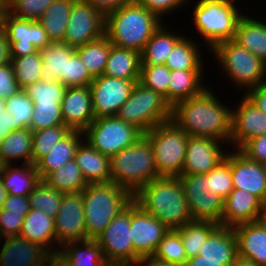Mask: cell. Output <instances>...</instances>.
Here are the masks:
<instances>
[{
	"label": "cell",
	"mask_w": 266,
	"mask_h": 266,
	"mask_svg": "<svg viewBox=\"0 0 266 266\" xmlns=\"http://www.w3.org/2000/svg\"><path fill=\"white\" fill-rule=\"evenodd\" d=\"M232 107H227L207 87L201 94L177 102L171 120L189 136L213 138L227 145L231 139Z\"/></svg>",
	"instance_id": "obj_1"
},
{
	"label": "cell",
	"mask_w": 266,
	"mask_h": 266,
	"mask_svg": "<svg viewBox=\"0 0 266 266\" xmlns=\"http://www.w3.org/2000/svg\"><path fill=\"white\" fill-rule=\"evenodd\" d=\"M133 200L169 229L192 220L179 177L159 176L142 187Z\"/></svg>",
	"instance_id": "obj_2"
},
{
	"label": "cell",
	"mask_w": 266,
	"mask_h": 266,
	"mask_svg": "<svg viewBox=\"0 0 266 266\" xmlns=\"http://www.w3.org/2000/svg\"><path fill=\"white\" fill-rule=\"evenodd\" d=\"M162 23L156 14L133 0L105 16V35L112 45L141 54Z\"/></svg>",
	"instance_id": "obj_3"
},
{
	"label": "cell",
	"mask_w": 266,
	"mask_h": 266,
	"mask_svg": "<svg viewBox=\"0 0 266 266\" xmlns=\"http://www.w3.org/2000/svg\"><path fill=\"white\" fill-rule=\"evenodd\" d=\"M82 195L86 239H96L133 201V195L115 182L88 183Z\"/></svg>",
	"instance_id": "obj_4"
},
{
	"label": "cell",
	"mask_w": 266,
	"mask_h": 266,
	"mask_svg": "<svg viewBox=\"0 0 266 266\" xmlns=\"http://www.w3.org/2000/svg\"><path fill=\"white\" fill-rule=\"evenodd\" d=\"M111 182L133 196L148 182L159 177L150 140L144 134L133 145L110 158Z\"/></svg>",
	"instance_id": "obj_5"
},
{
	"label": "cell",
	"mask_w": 266,
	"mask_h": 266,
	"mask_svg": "<svg viewBox=\"0 0 266 266\" xmlns=\"http://www.w3.org/2000/svg\"><path fill=\"white\" fill-rule=\"evenodd\" d=\"M234 1L198 0L193 11V25L209 52L219 43L235 38L239 19L244 15Z\"/></svg>",
	"instance_id": "obj_6"
},
{
	"label": "cell",
	"mask_w": 266,
	"mask_h": 266,
	"mask_svg": "<svg viewBox=\"0 0 266 266\" xmlns=\"http://www.w3.org/2000/svg\"><path fill=\"white\" fill-rule=\"evenodd\" d=\"M211 54L230 80L244 93L266 81V63L234 39L217 44Z\"/></svg>",
	"instance_id": "obj_7"
},
{
	"label": "cell",
	"mask_w": 266,
	"mask_h": 266,
	"mask_svg": "<svg viewBox=\"0 0 266 266\" xmlns=\"http://www.w3.org/2000/svg\"><path fill=\"white\" fill-rule=\"evenodd\" d=\"M154 152L159 176L179 177L183 171L189 135L169 120L145 133Z\"/></svg>",
	"instance_id": "obj_8"
},
{
	"label": "cell",
	"mask_w": 266,
	"mask_h": 266,
	"mask_svg": "<svg viewBox=\"0 0 266 266\" xmlns=\"http://www.w3.org/2000/svg\"><path fill=\"white\" fill-rule=\"evenodd\" d=\"M171 109L159 93L136 82L116 116L145 134L160 123L171 120Z\"/></svg>",
	"instance_id": "obj_9"
},
{
	"label": "cell",
	"mask_w": 266,
	"mask_h": 266,
	"mask_svg": "<svg viewBox=\"0 0 266 266\" xmlns=\"http://www.w3.org/2000/svg\"><path fill=\"white\" fill-rule=\"evenodd\" d=\"M83 133L84 140L109 158L133 145L144 135L136 126L117 116L95 118Z\"/></svg>",
	"instance_id": "obj_10"
},
{
	"label": "cell",
	"mask_w": 266,
	"mask_h": 266,
	"mask_svg": "<svg viewBox=\"0 0 266 266\" xmlns=\"http://www.w3.org/2000/svg\"><path fill=\"white\" fill-rule=\"evenodd\" d=\"M179 179L192 220L210 221L221 225L224 199L218 194L208 192L207 174H181Z\"/></svg>",
	"instance_id": "obj_11"
},
{
	"label": "cell",
	"mask_w": 266,
	"mask_h": 266,
	"mask_svg": "<svg viewBox=\"0 0 266 266\" xmlns=\"http://www.w3.org/2000/svg\"><path fill=\"white\" fill-rule=\"evenodd\" d=\"M2 27L8 36L11 58L25 57L52 43L39 21L18 18L8 11L3 13Z\"/></svg>",
	"instance_id": "obj_12"
},
{
	"label": "cell",
	"mask_w": 266,
	"mask_h": 266,
	"mask_svg": "<svg viewBox=\"0 0 266 266\" xmlns=\"http://www.w3.org/2000/svg\"><path fill=\"white\" fill-rule=\"evenodd\" d=\"M106 262L132 264L134 249L131 241L130 204L108 224L96 238Z\"/></svg>",
	"instance_id": "obj_13"
},
{
	"label": "cell",
	"mask_w": 266,
	"mask_h": 266,
	"mask_svg": "<svg viewBox=\"0 0 266 266\" xmlns=\"http://www.w3.org/2000/svg\"><path fill=\"white\" fill-rule=\"evenodd\" d=\"M130 228L134 262L140 257L153 256L158 244L170 230L134 200L130 203Z\"/></svg>",
	"instance_id": "obj_14"
},
{
	"label": "cell",
	"mask_w": 266,
	"mask_h": 266,
	"mask_svg": "<svg viewBox=\"0 0 266 266\" xmlns=\"http://www.w3.org/2000/svg\"><path fill=\"white\" fill-rule=\"evenodd\" d=\"M104 34L105 16L89 3L75 0L63 42L76 48L96 40Z\"/></svg>",
	"instance_id": "obj_15"
},
{
	"label": "cell",
	"mask_w": 266,
	"mask_h": 266,
	"mask_svg": "<svg viewBox=\"0 0 266 266\" xmlns=\"http://www.w3.org/2000/svg\"><path fill=\"white\" fill-rule=\"evenodd\" d=\"M139 80H123L105 75L95 77L90 84L95 118L116 116Z\"/></svg>",
	"instance_id": "obj_16"
},
{
	"label": "cell",
	"mask_w": 266,
	"mask_h": 266,
	"mask_svg": "<svg viewBox=\"0 0 266 266\" xmlns=\"http://www.w3.org/2000/svg\"><path fill=\"white\" fill-rule=\"evenodd\" d=\"M54 223L57 254L65 243L86 239L82 191L63 195Z\"/></svg>",
	"instance_id": "obj_17"
},
{
	"label": "cell",
	"mask_w": 266,
	"mask_h": 266,
	"mask_svg": "<svg viewBox=\"0 0 266 266\" xmlns=\"http://www.w3.org/2000/svg\"><path fill=\"white\" fill-rule=\"evenodd\" d=\"M232 109L229 147L239 150L250 139L266 134V115L244 94Z\"/></svg>",
	"instance_id": "obj_18"
},
{
	"label": "cell",
	"mask_w": 266,
	"mask_h": 266,
	"mask_svg": "<svg viewBox=\"0 0 266 266\" xmlns=\"http://www.w3.org/2000/svg\"><path fill=\"white\" fill-rule=\"evenodd\" d=\"M224 142L213 138L189 136L181 174H208L228 153Z\"/></svg>",
	"instance_id": "obj_19"
},
{
	"label": "cell",
	"mask_w": 266,
	"mask_h": 266,
	"mask_svg": "<svg viewBox=\"0 0 266 266\" xmlns=\"http://www.w3.org/2000/svg\"><path fill=\"white\" fill-rule=\"evenodd\" d=\"M231 175L234 188L247 191L266 202V165L248 159L239 150H231Z\"/></svg>",
	"instance_id": "obj_20"
},
{
	"label": "cell",
	"mask_w": 266,
	"mask_h": 266,
	"mask_svg": "<svg viewBox=\"0 0 266 266\" xmlns=\"http://www.w3.org/2000/svg\"><path fill=\"white\" fill-rule=\"evenodd\" d=\"M61 113L64 125L71 130L84 131L95 119L90 87L66 88L61 102Z\"/></svg>",
	"instance_id": "obj_21"
},
{
	"label": "cell",
	"mask_w": 266,
	"mask_h": 266,
	"mask_svg": "<svg viewBox=\"0 0 266 266\" xmlns=\"http://www.w3.org/2000/svg\"><path fill=\"white\" fill-rule=\"evenodd\" d=\"M0 240L4 241L0 249V266H39L52 256L40 245L20 236H8Z\"/></svg>",
	"instance_id": "obj_22"
},
{
	"label": "cell",
	"mask_w": 266,
	"mask_h": 266,
	"mask_svg": "<svg viewBox=\"0 0 266 266\" xmlns=\"http://www.w3.org/2000/svg\"><path fill=\"white\" fill-rule=\"evenodd\" d=\"M263 202L254 194L234 188L224 200L221 226L233 227L260 220Z\"/></svg>",
	"instance_id": "obj_23"
},
{
	"label": "cell",
	"mask_w": 266,
	"mask_h": 266,
	"mask_svg": "<svg viewBox=\"0 0 266 266\" xmlns=\"http://www.w3.org/2000/svg\"><path fill=\"white\" fill-rule=\"evenodd\" d=\"M234 230L238 256L266 266V226L259 220L232 227Z\"/></svg>",
	"instance_id": "obj_24"
},
{
	"label": "cell",
	"mask_w": 266,
	"mask_h": 266,
	"mask_svg": "<svg viewBox=\"0 0 266 266\" xmlns=\"http://www.w3.org/2000/svg\"><path fill=\"white\" fill-rule=\"evenodd\" d=\"M200 259L222 262V266H232L238 257L237 240L232 227L219 225L200 248Z\"/></svg>",
	"instance_id": "obj_25"
},
{
	"label": "cell",
	"mask_w": 266,
	"mask_h": 266,
	"mask_svg": "<svg viewBox=\"0 0 266 266\" xmlns=\"http://www.w3.org/2000/svg\"><path fill=\"white\" fill-rule=\"evenodd\" d=\"M54 222L55 219L46 215L43 211L30 208L28 214L24 217L19 236L40 245L52 256H57Z\"/></svg>",
	"instance_id": "obj_26"
},
{
	"label": "cell",
	"mask_w": 266,
	"mask_h": 266,
	"mask_svg": "<svg viewBox=\"0 0 266 266\" xmlns=\"http://www.w3.org/2000/svg\"><path fill=\"white\" fill-rule=\"evenodd\" d=\"M87 183L111 182L110 158L97 151L86 140L76 149L75 158Z\"/></svg>",
	"instance_id": "obj_27"
},
{
	"label": "cell",
	"mask_w": 266,
	"mask_h": 266,
	"mask_svg": "<svg viewBox=\"0 0 266 266\" xmlns=\"http://www.w3.org/2000/svg\"><path fill=\"white\" fill-rule=\"evenodd\" d=\"M83 139V131L71 130L59 140L52 150L35 164L40 180H43L48 174L57 170L65 163L74 160L76 149Z\"/></svg>",
	"instance_id": "obj_28"
},
{
	"label": "cell",
	"mask_w": 266,
	"mask_h": 266,
	"mask_svg": "<svg viewBox=\"0 0 266 266\" xmlns=\"http://www.w3.org/2000/svg\"><path fill=\"white\" fill-rule=\"evenodd\" d=\"M57 257L67 266H104L106 263L96 239L65 243Z\"/></svg>",
	"instance_id": "obj_29"
},
{
	"label": "cell",
	"mask_w": 266,
	"mask_h": 266,
	"mask_svg": "<svg viewBox=\"0 0 266 266\" xmlns=\"http://www.w3.org/2000/svg\"><path fill=\"white\" fill-rule=\"evenodd\" d=\"M204 70H171L168 85V104L171 108L179 101L201 94L206 88L203 85Z\"/></svg>",
	"instance_id": "obj_30"
},
{
	"label": "cell",
	"mask_w": 266,
	"mask_h": 266,
	"mask_svg": "<svg viewBox=\"0 0 266 266\" xmlns=\"http://www.w3.org/2000/svg\"><path fill=\"white\" fill-rule=\"evenodd\" d=\"M141 54L112 45L103 75L123 80H140Z\"/></svg>",
	"instance_id": "obj_31"
},
{
	"label": "cell",
	"mask_w": 266,
	"mask_h": 266,
	"mask_svg": "<svg viewBox=\"0 0 266 266\" xmlns=\"http://www.w3.org/2000/svg\"><path fill=\"white\" fill-rule=\"evenodd\" d=\"M247 15L239 19L234 40L266 63V22Z\"/></svg>",
	"instance_id": "obj_32"
},
{
	"label": "cell",
	"mask_w": 266,
	"mask_h": 266,
	"mask_svg": "<svg viewBox=\"0 0 266 266\" xmlns=\"http://www.w3.org/2000/svg\"><path fill=\"white\" fill-rule=\"evenodd\" d=\"M0 178L8 194L20 196H28L41 181L32 163L3 165Z\"/></svg>",
	"instance_id": "obj_33"
},
{
	"label": "cell",
	"mask_w": 266,
	"mask_h": 266,
	"mask_svg": "<svg viewBox=\"0 0 266 266\" xmlns=\"http://www.w3.org/2000/svg\"><path fill=\"white\" fill-rule=\"evenodd\" d=\"M164 21L146 42L141 53V65L165 64L174 45L183 37L179 32L168 30ZM166 27V28H165Z\"/></svg>",
	"instance_id": "obj_34"
},
{
	"label": "cell",
	"mask_w": 266,
	"mask_h": 266,
	"mask_svg": "<svg viewBox=\"0 0 266 266\" xmlns=\"http://www.w3.org/2000/svg\"><path fill=\"white\" fill-rule=\"evenodd\" d=\"M33 131L29 128L12 131L0 141V161L3 165L31 163ZM22 159V160H21ZM13 162V163H12Z\"/></svg>",
	"instance_id": "obj_35"
},
{
	"label": "cell",
	"mask_w": 266,
	"mask_h": 266,
	"mask_svg": "<svg viewBox=\"0 0 266 266\" xmlns=\"http://www.w3.org/2000/svg\"><path fill=\"white\" fill-rule=\"evenodd\" d=\"M202 42L184 35L170 52L165 65L170 70H204L203 56L200 45ZM203 55V56H202Z\"/></svg>",
	"instance_id": "obj_36"
},
{
	"label": "cell",
	"mask_w": 266,
	"mask_h": 266,
	"mask_svg": "<svg viewBox=\"0 0 266 266\" xmlns=\"http://www.w3.org/2000/svg\"><path fill=\"white\" fill-rule=\"evenodd\" d=\"M75 0H55L38 20L51 42H63Z\"/></svg>",
	"instance_id": "obj_37"
},
{
	"label": "cell",
	"mask_w": 266,
	"mask_h": 266,
	"mask_svg": "<svg viewBox=\"0 0 266 266\" xmlns=\"http://www.w3.org/2000/svg\"><path fill=\"white\" fill-rule=\"evenodd\" d=\"M112 43L104 34L100 38L75 48L84 67L93 78L103 75Z\"/></svg>",
	"instance_id": "obj_38"
},
{
	"label": "cell",
	"mask_w": 266,
	"mask_h": 266,
	"mask_svg": "<svg viewBox=\"0 0 266 266\" xmlns=\"http://www.w3.org/2000/svg\"><path fill=\"white\" fill-rule=\"evenodd\" d=\"M75 48L64 42H52L47 47L39 50L43 64L42 74L45 79L57 80L63 84L65 75L66 57H69Z\"/></svg>",
	"instance_id": "obj_39"
},
{
	"label": "cell",
	"mask_w": 266,
	"mask_h": 266,
	"mask_svg": "<svg viewBox=\"0 0 266 266\" xmlns=\"http://www.w3.org/2000/svg\"><path fill=\"white\" fill-rule=\"evenodd\" d=\"M42 181L64 194L80 192L88 185L75 160L65 163Z\"/></svg>",
	"instance_id": "obj_40"
},
{
	"label": "cell",
	"mask_w": 266,
	"mask_h": 266,
	"mask_svg": "<svg viewBox=\"0 0 266 266\" xmlns=\"http://www.w3.org/2000/svg\"><path fill=\"white\" fill-rule=\"evenodd\" d=\"M218 226L210 221L191 220L175 229L182 239L188 259L198 255L202 245Z\"/></svg>",
	"instance_id": "obj_41"
},
{
	"label": "cell",
	"mask_w": 266,
	"mask_h": 266,
	"mask_svg": "<svg viewBox=\"0 0 266 266\" xmlns=\"http://www.w3.org/2000/svg\"><path fill=\"white\" fill-rule=\"evenodd\" d=\"M14 75L21 89L44 78L39 50L21 58H11Z\"/></svg>",
	"instance_id": "obj_42"
},
{
	"label": "cell",
	"mask_w": 266,
	"mask_h": 266,
	"mask_svg": "<svg viewBox=\"0 0 266 266\" xmlns=\"http://www.w3.org/2000/svg\"><path fill=\"white\" fill-rule=\"evenodd\" d=\"M153 257L173 266H185L188 257L182 239L175 229H170L162 238Z\"/></svg>",
	"instance_id": "obj_43"
},
{
	"label": "cell",
	"mask_w": 266,
	"mask_h": 266,
	"mask_svg": "<svg viewBox=\"0 0 266 266\" xmlns=\"http://www.w3.org/2000/svg\"><path fill=\"white\" fill-rule=\"evenodd\" d=\"M5 111L13 119V131L29 128L34 111L30 97L22 89L5 101Z\"/></svg>",
	"instance_id": "obj_44"
},
{
	"label": "cell",
	"mask_w": 266,
	"mask_h": 266,
	"mask_svg": "<svg viewBox=\"0 0 266 266\" xmlns=\"http://www.w3.org/2000/svg\"><path fill=\"white\" fill-rule=\"evenodd\" d=\"M70 131L71 129L66 125L33 131L31 163L35 165Z\"/></svg>",
	"instance_id": "obj_45"
},
{
	"label": "cell",
	"mask_w": 266,
	"mask_h": 266,
	"mask_svg": "<svg viewBox=\"0 0 266 266\" xmlns=\"http://www.w3.org/2000/svg\"><path fill=\"white\" fill-rule=\"evenodd\" d=\"M63 195L64 193L51 188L41 180L28 195L30 208L39 209L55 219Z\"/></svg>",
	"instance_id": "obj_46"
},
{
	"label": "cell",
	"mask_w": 266,
	"mask_h": 266,
	"mask_svg": "<svg viewBox=\"0 0 266 266\" xmlns=\"http://www.w3.org/2000/svg\"><path fill=\"white\" fill-rule=\"evenodd\" d=\"M207 189L210 193L221 196L224 200L234 189L231 175V151L207 174Z\"/></svg>",
	"instance_id": "obj_47"
},
{
	"label": "cell",
	"mask_w": 266,
	"mask_h": 266,
	"mask_svg": "<svg viewBox=\"0 0 266 266\" xmlns=\"http://www.w3.org/2000/svg\"><path fill=\"white\" fill-rule=\"evenodd\" d=\"M33 105L34 111L29 126L30 130L39 131L58 125H64L61 113V102H33Z\"/></svg>",
	"instance_id": "obj_48"
},
{
	"label": "cell",
	"mask_w": 266,
	"mask_h": 266,
	"mask_svg": "<svg viewBox=\"0 0 266 266\" xmlns=\"http://www.w3.org/2000/svg\"><path fill=\"white\" fill-rule=\"evenodd\" d=\"M170 71L165 64L141 65L139 82L159 93L168 103Z\"/></svg>",
	"instance_id": "obj_49"
},
{
	"label": "cell",
	"mask_w": 266,
	"mask_h": 266,
	"mask_svg": "<svg viewBox=\"0 0 266 266\" xmlns=\"http://www.w3.org/2000/svg\"><path fill=\"white\" fill-rule=\"evenodd\" d=\"M66 88L60 81L43 78L37 83L28 85L23 90L32 102L53 103L62 102Z\"/></svg>",
	"instance_id": "obj_50"
},
{
	"label": "cell",
	"mask_w": 266,
	"mask_h": 266,
	"mask_svg": "<svg viewBox=\"0 0 266 266\" xmlns=\"http://www.w3.org/2000/svg\"><path fill=\"white\" fill-rule=\"evenodd\" d=\"M93 79L75 51L69 57H66L65 75H63L64 86L67 88L90 86Z\"/></svg>",
	"instance_id": "obj_51"
},
{
	"label": "cell",
	"mask_w": 266,
	"mask_h": 266,
	"mask_svg": "<svg viewBox=\"0 0 266 266\" xmlns=\"http://www.w3.org/2000/svg\"><path fill=\"white\" fill-rule=\"evenodd\" d=\"M55 0H9L8 12L18 18L38 21Z\"/></svg>",
	"instance_id": "obj_52"
},
{
	"label": "cell",
	"mask_w": 266,
	"mask_h": 266,
	"mask_svg": "<svg viewBox=\"0 0 266 266\" xmlns=\"http://www.w3.org/2000/svg\"><path fill=\"white\" fill-rule=\"evenodd\" d=\"M138 4L143 5L152 13L156 14L161 20L162 17L171 15L172 11L181 9L184 5L188 6L191 0H135ZM188 1V2H187ZM179 8V9H178ZM171 12V13H170Z\"/></svg>",
	"instance_id": "obj_53"
},
{
	"label": "cell",
	"mask_w": 266,
	"mask_h": 266,
	"mask_svg": "<svg viewBox=\"0 0 266 266\" xmlns=\"http://www.w3.org/2000/svg\"><path fill=\"white\" fill-rule=\"evenodd\" d=\"M239 151L248 159L266 165V134L250 139Z\"/></svg>",
	"instance_id": "obj_54"
},
{
	"label": "cell",
	"mask_w": 266,
	"mask_h": 266,
	"mask_svg": "<svg viewBox=\"0 0 266 266\" xmlns=\"http://www.w3.org/2000/svg\"><path fill=\"white\" fill-rule=\"evenodd\" d=\"M22 90L17 83L12 64L0 66V98L7 99Z\"/></svg>",
	"instance_id": "obj_55"
},
{
	"label": "cell",
	"mask_w": 266,
	"mask_h": 266,
	"mask_svg": "<svg viewBox=\"0 0 266 266\" xmlns=\"http://www.w3.org/2000/svg\"><path fill=\"white\" fill-rule=\"evenodd\" d=\"M24 218L20 214L9 213L0 209V239L8 236H19Z\"/></svg>",
	"instance_id": "obj_56"
},
{
	"label": "cell",
	"mask_w": 266,
	"mask_h": 266,
	"mask_svg": "<svg viewBox=\"0 0 266 266\" xmlns=\"http://www.w3.org/2000/svg\"><path fill=\"white\" fill-rule=\"evenodd\" d=\"M2 209L9 211V213L20 214L24 218L30 210L29 198L28 196L8 194Z\"/></svg>",
	"instance_id": "obj_57"
},
{
	"label": "cell",
	"mask_w": 266,
	"mask_h": 266,
	"mask_svg": "<svg viewBox=\"0 0 266 266\" xmlns=\"http://www.w3.org/2000/svg\"><path fill=\"white\" fill-rule=\"evenodd\" d=\"M244 94L260 111L266 115V81L248 89Z\"/></svg>",
	"instance_id": "obj_58"
},
{
	"label": "cell",
	"mask_w": 266,
	"mask_h": 266,
	"mask_svg": "<svg viewBox=\"0 0 266 266\" xmlns=\"http://www.w3.org/2000/svg\"><path fill=\"white\" fill-rule=\"evenodd\" d=\"M89 3L98 11H100L104 16L116 11L122 6L131 3L133 0H82Z\"/></svg>",
	"instance_id": "obj_59"
},
{
	"label": "cell",
	"mask_w": 266,
	"mask_h": 266,
	"mask_svg": "<svg viewBox=\"0 0 266 266\" xmlns=\"http://www.w3.org/2000/svg\"><path fill=\"white\" fill-rule=\"evenodd\" d=\"M5 101L0 98V141L13 131V119L5 111Z\"/></svg>",
	"instance_id": "obj_60"
},
{
	"label": "cell",
	"mask_w": 266,
	"mask_h": 266,
	"mask_svg": "<svg viewBox=\"0 0 266 266\" xmlns=\"http://www.w3.org/2000/svg\"><path fill=\"white\" fill-rule=\"evenodd\" d=\"M10 63V43L5 29L0 27V66Z\"/></svg>",
	"instance_id": "obj_61"
},
{
	"label": "cell",
	"mask_w": 266,
	"mask_h": 266,
	"mask_svg": "<svg viewBox=\"0 0 266 266\" xmlns=\"http://www.w3.org/2000/svg\"><path fill=\"white\" fill-rule=\"evenodd\" d=\"M129 266H173L170 263H166L164 261L158 260L153 256L149 257H140L135 262L130 264Z\"/></svg>",
	"instance_id": "obj_62"
},
{
	"label": "cell",
	"mask_w": 266,
	"mask_h": 266,
	"mask_svg": "<svg viewBox=\"0 0 266 266\" xmlns=\"http://www.w3.org/2000/svg\"><path fill=\"white\" fill-rule=\"evenodd\" d=\"M185 266H222V262H211L200 259V255L191 257L187 260Z\"/></svg>",
	"instance_id": "obj_63"
},
{
	"label": "cell",
	"mask_w": 266,
	"mask_h": 266,
	"mask_svg": "<svg viewBox=\"0 0 266 266\" xmlns=\"http://www.w3.org/2000/svg\"><path fill=\"white\" fill-rule=\"evenodd\" d=\"M232 266H258L256 265L254 262L241 258V257H237L235 263Z\"/></svg>",
	"instance_id": "obj_64"
},
{
	"label": "cell",
	"mask_w": 266,
	"mask_h": 266,
	"mask_svg": "<svg viewBox=\"0 0 266 266\" xmlns=\"http://www.w3.org/2000/svg\"><path fill=\"white\" fill-rule=\"evenodd\" d=\"M8 192L6 191V188L4 187L2 180L0 178V209L3 206V203L7 199Z\"/></svg>",
	"instance_id": "obj_65"
},
{
	"label": "cell",
	"mask_w": 266,
	"mask_h": 266,
	"mask_svg": "<svg viewBox=\"0 0 266 266\" xmlns=\"http://www.w3.org/2000/svg\"><path fill=\"white\" fill-rule=\"evenodd\" d=\"M260 221L266 226V202H264L262 205Z\"/></svg>",
	"instance_id": "obj_66"
},
{
	"label": "cell",
	"mask_w": 266,
	"mask_h": 266,
	"mask_svg": "<svg viewBox=\"0 0 266 266\" xmlns=\"http://www.w3.org/2000/svg\"><path fill=\"white\" fill-rule=\"evenodd\" d=\"M9 0H0V10L4 13L8 10Z\"/></svg>",
	"instance_id": "obj_67"
},
{
	"label": "cell",
	"mask_w": 266,
	"mask_h": 266,
	"mask_svg": "<svg viewBox=\"0 0 266 266\" xmlns=\"http://www.w3.org/2000/svg\"><path fill=\"white\" fill-rule=\"evenodd\" d=\"M104 266H129V265L125 263L106 262Z\"/></svg>",
	"instance_id": "obj_68"
},
{
	"label": "cell",
	"mask_w": 266,
	"mask_h": 266,
	"mask_svg": "<svg viewBox=\"0 0 266 266\" xmlns=\"http://www.w3.org/2000/svg\"><path fill=\"white\" fill-rule=\"evenodd\" d=\"M2 16H3V12L0 10V27H2Z\"/></svg>",
	"instance_id": "obj_69"
},
{
	"label": "cell",
	"mask_w": 266,
	"mask_h": 266,
	"mask_svg": "<svg viewBox=\"0 0 266 266\" xmlns=\"http://www.w3.org/2000/svg\"><path fill=\"white\" fill-rule=\"evenodd\" d=\"M2 167H3V164L0 161V174H1V171H2Z\"/></svg>",
	"instance_id": "obj_70"
}]
</instances>
